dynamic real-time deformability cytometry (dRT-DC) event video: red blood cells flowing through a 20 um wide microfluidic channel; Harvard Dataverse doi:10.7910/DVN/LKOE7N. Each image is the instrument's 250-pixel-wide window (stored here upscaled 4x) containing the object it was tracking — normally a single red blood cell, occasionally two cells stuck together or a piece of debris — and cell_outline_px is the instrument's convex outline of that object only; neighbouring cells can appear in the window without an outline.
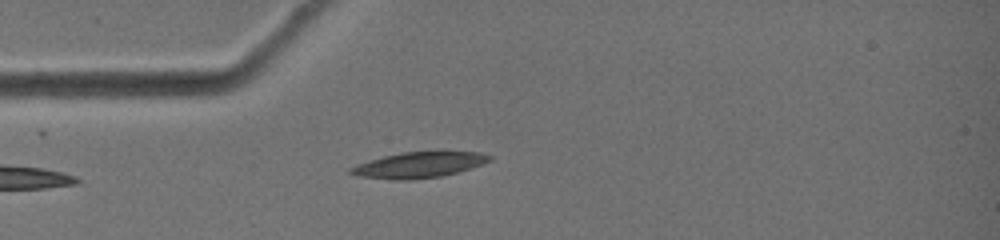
{"species": "common noctule bat (a hibernating species)", "species_latin": "Nyctalus noctula", "temperature_condition": "warm", "stored_images_in_passage": 2, "camera_frame_rate_fps": 3000, "um_per_image_px": 0.085, "animal": {"sex": "female", "body_mass_g": 19.0, "forearm_length_mm": 51.5}, "frame": {"image": 1, "passage_image": 2, "time_ms": 0.333, "image_size_px": [1000, 240], "cell_outline_px": [[492, 160], [460, 172], [440, 176], [412, 180], [396, 180], [360, 176], [348, 172], [348, 168], [356, 164], [368, 160], [384, 156], [404, 152], [480, 152], [492, 156]], "centroid_in_image_um": [35.59, 14.02], "position_along_channel_um": 49.4, "area_um2": 20.75}}